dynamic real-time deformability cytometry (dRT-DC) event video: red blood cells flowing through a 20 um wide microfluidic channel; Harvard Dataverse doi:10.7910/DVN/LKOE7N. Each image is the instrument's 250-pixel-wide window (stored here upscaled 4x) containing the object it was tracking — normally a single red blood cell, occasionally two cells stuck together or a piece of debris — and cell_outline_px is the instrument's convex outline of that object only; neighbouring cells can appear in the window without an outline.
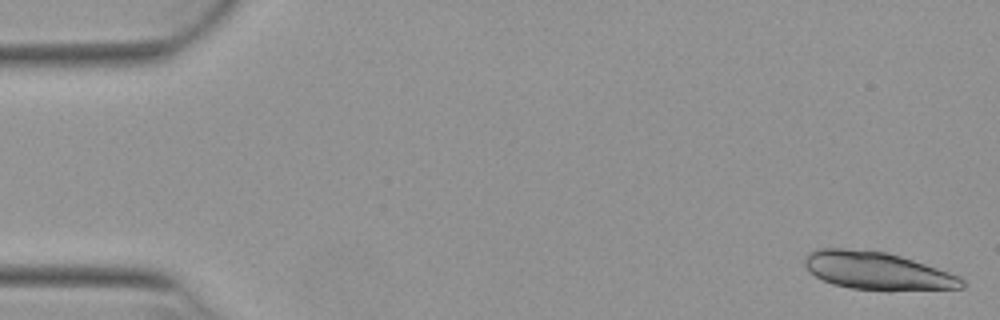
{"species": "Egyptian fruit bat (a non-hibernating species)", "species_latin": "Rousettus aegyptiacus", "temperature_condition": "warm", "stored_images_in_passage": 51, "segment_of_instrument_passage": [1, 2], "camera_frame_rate_fps": 3000, "um_per_image_px": 0.085, "animal": {"sex": "female"}, "frame": {"image": 1, "passage_image": 1, "time_ms": 0.0, "image_size_px": [1000, 320], "cell_outline_px": [[964, 288], [888, 292], [852, 288], [832, 284], [816, 276], [804, 264], [804, 256], [808, 252], [820, 248], [844, 248], [888, 252], [960, 276], [964, 280]], "centroid_in_image_um": [74.58, 23.04], "position_along_channel_um": 10.4, "area_um2": 34.91}}